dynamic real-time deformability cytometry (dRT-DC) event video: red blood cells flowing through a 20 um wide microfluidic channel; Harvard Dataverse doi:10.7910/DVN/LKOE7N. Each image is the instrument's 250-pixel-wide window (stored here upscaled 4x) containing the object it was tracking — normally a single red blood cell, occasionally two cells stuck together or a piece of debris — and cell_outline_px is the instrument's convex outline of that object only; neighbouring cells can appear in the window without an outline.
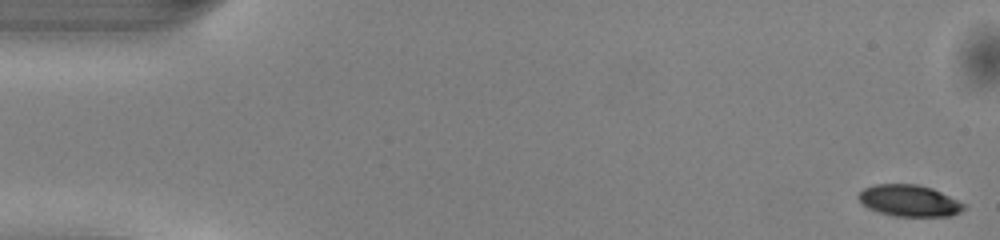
{"species": "common noctule bat (a hibernating species)", "species_latin": "Nyctalus noctula", "temperature_condition": "warm", "stored_images_in_passage": 16, "camera_frame_rate_fps": 3000, "um_per_image_px": 0.085, "animal": {"sex": "male", "body_mass_g": 13.0, "forearm_length_mm": 53.1}, "frame": {"image": 1, "passage_image": 1, "time_ms": 0.0, "image_size_px": [1000, 240], "cell_outline_px": [[968, 208], [952, 216], [896, 216], [880, 212], [868, 208], [856, 196], [864, 188], [876, 184], [916, 184], [932, 188], [968, 204]], "centroid_in_image_um": [77.35, 17.06], "position_along_channel_um": 7.6, "area_um2": 19.48}}
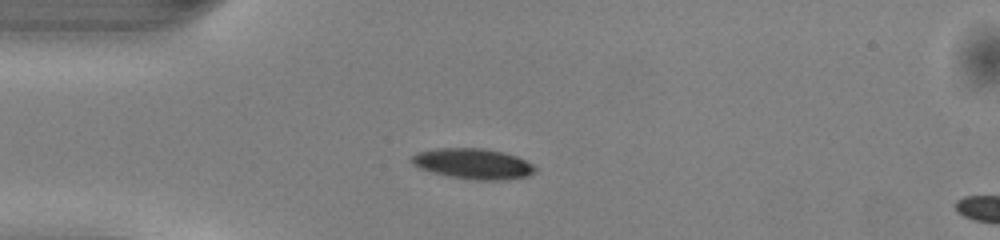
{"frame": {"image": 2, "passage_image": 13, "time_ms": 4.0, "image_size_px": [1000, 240], "cell_outline_px": [[536, 172], [528, 176], [504, 180], [472, 180], [452, 176], [420, 168], [412, 164], [412, 156], [416, 152], [436, 148], [484, 148], [504, 152], [516, 156], [532, 164], [536, 168]], "centroid_in_image_um": [40.24, 13.91], "position_along_channel_um": 44.8, "area_um2": 21.85}}